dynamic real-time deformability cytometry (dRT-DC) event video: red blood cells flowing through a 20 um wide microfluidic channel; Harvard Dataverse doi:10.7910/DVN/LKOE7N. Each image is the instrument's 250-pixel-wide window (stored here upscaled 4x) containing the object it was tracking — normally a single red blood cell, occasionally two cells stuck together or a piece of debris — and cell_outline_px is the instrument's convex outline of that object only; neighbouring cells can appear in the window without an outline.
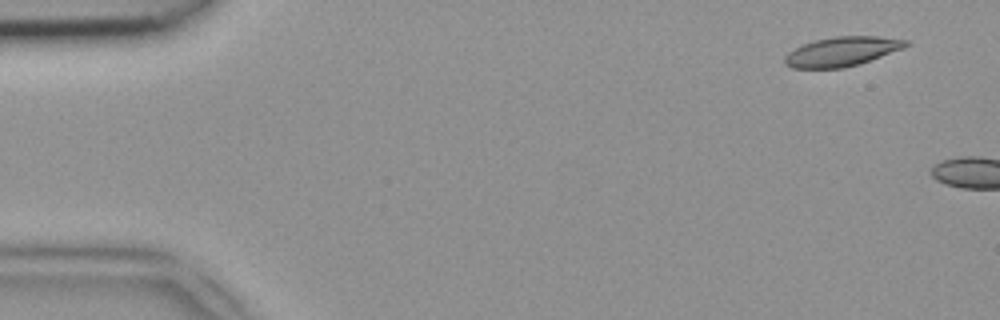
{"species": "common noctule bat (a hibernating species)", "species_latin": "Nyctalus noctula", "temperature_condition": "room temperature", "stored_images_in_passage": 6, "camera_frame_rate_fps": 3000, "um_per_image_px": 0.085, "animal": {"sex": "female", "body_mass_g": 18.4}, "frame": {"image": 1, "passage_image": 3, "time_ms": 0.667, "image_size_px": [1000, 320], "cell_outline_px": [[908, 44], [904, 48], [860, 64], [844, 68], [792, 68], [784, 64], [784, 56], [788, 52], [804, 44], [816, 40], [836, 36], [876, 36], [908, 40]], "centroid_in_image_um": [71.56, 4.39], "position_along_channel_um": 13.4, "area_um2": 20.69}}